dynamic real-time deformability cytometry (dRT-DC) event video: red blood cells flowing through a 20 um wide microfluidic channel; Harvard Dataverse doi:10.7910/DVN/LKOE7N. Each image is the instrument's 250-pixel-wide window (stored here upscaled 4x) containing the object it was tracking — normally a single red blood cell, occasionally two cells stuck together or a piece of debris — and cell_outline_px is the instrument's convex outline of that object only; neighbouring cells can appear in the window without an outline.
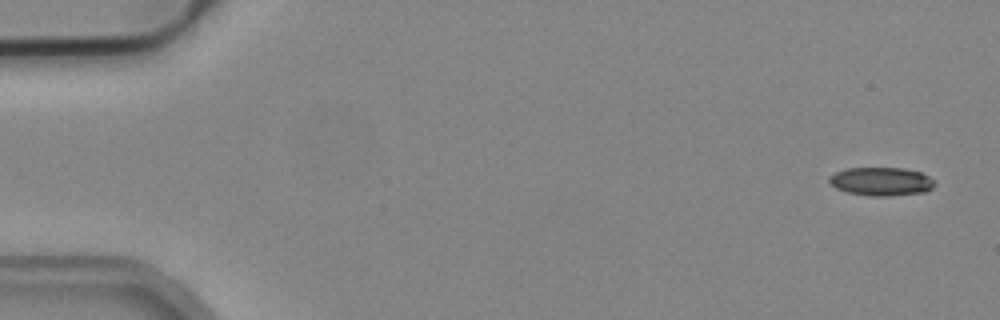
{"species": "common noctule bat (a hibernating species)", "species_latin": "Nyctalus noctula", "temperature_condition": "cold", "stored_images_in_passage": 4, "camera_frame_rate_fps": 3000, "um_per_image_px": 0.085, "animal": {"sex": "male", "body_mass_g": 19.2, "forearm_length_mm": 51.8}, "frame": {"image": 1, "passage_image": 1, "time_ms": 0.0, "image_size_px": [1000, 320], "cell_outline_px": [[936, 184], [932, 188], [924, 192], [888, 196], [868, 196], [848, 192], [836, 188], [828, 180], [828, 176], [836, 172], [848, 168], [904, 168], [920, 172], [928, 176]], "centroid_in_image_um": [74.9, 15.42], "position_along_channel_um": 10.1, "area_um2": 17.4}}
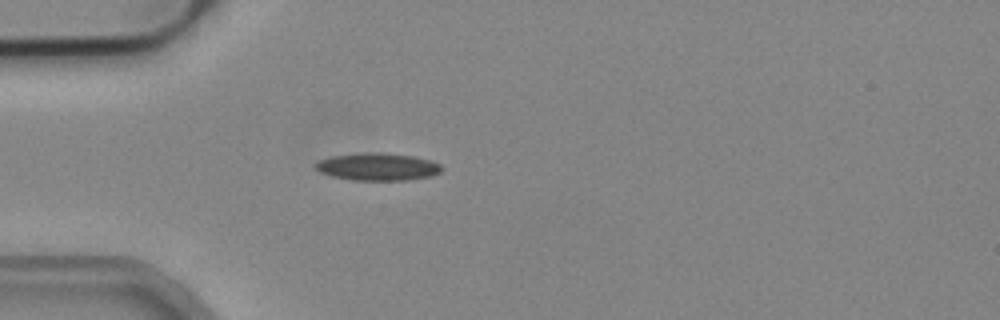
{"frame": {"image": 2, "passage_image": 4, "time_ms": 1.0, "image_size_px": [1000, 320], "cell_outline_px": [[444, 168], [440, 172], [432, 176], [404, 180], [352, 180], [332, 176], [320, 172], [316, 168], [316, 164], [320, 160], [332, 156], [364, 152], [380, 152], [412, 156], [432, 160], [440, 164]], "centroid_in_image_um": [32.14, 14.17], "position_along_channel_um": 52.9, "area_um2": 20.17}}